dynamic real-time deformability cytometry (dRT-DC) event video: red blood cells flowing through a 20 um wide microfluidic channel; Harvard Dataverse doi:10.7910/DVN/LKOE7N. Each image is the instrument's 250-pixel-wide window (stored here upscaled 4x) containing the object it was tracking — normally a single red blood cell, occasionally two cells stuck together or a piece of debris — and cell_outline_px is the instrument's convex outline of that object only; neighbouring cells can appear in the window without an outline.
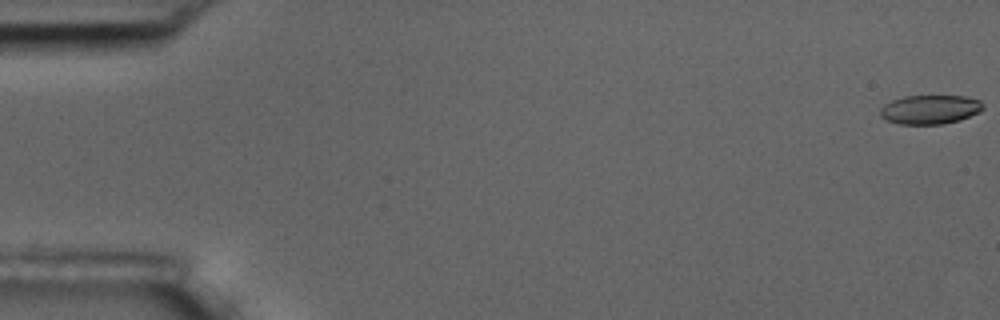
{"species": "common noctule bat (a hibernating species)", "species_latin": "Nyctalus noctula", "temperature_condition": "room temperature", "stored_images_in_passage": 5, "camera_frame_rate_fps": 3000, "um_per_image_px": 0.085, "animal": {"sex": "male", "body_mass_g": 17.5, "forearm_length_mm": 52.3}, "frame": {"image": 1, "passage_image": 1, "time_ms": 0.0, "image_size_px": [1000, 320], "cell_outline_px": [[984, 108], [980, 112], [960, 120], [944, 124], [900, 124], [888, 120], [880, 116], [880, 108], [884, 104], [892, 100], [904, 96], [964, 96], [980, 100], [984, 104]], "centroid_in_image_um": [79.07, 9.3], "position_along_channel_um": 5.9, "area_um2": 17.51}}
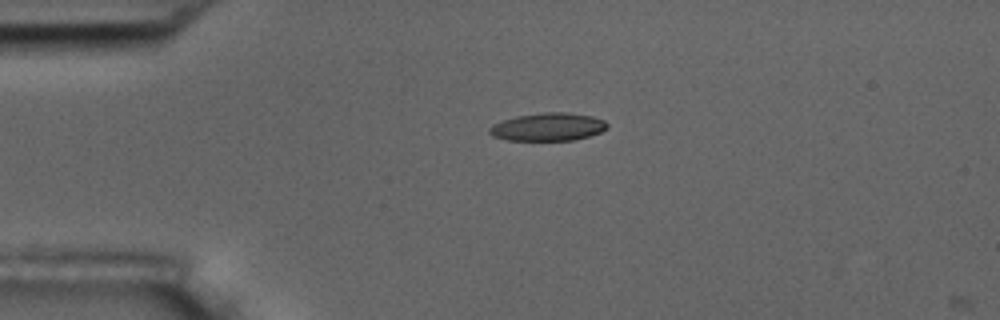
{"frame": {"image": 2, "passage_image": 4, "time_ms": 4.333, "image_size_px": [1000, 320], "cell_outline_px": [[608, 128], [600, 132], [588, 136], [572, 140], [508, 140], [492, 136], [488, 132], [488, 128], [492, 124], [516, 116], [544, 112], [568, 112], [592, 116], [604, 120], [608, 124]], "centroid_in_image_um": [46.57, 10.78], "position_along_channel_um": 38.4, "area_um2": 19.19}}